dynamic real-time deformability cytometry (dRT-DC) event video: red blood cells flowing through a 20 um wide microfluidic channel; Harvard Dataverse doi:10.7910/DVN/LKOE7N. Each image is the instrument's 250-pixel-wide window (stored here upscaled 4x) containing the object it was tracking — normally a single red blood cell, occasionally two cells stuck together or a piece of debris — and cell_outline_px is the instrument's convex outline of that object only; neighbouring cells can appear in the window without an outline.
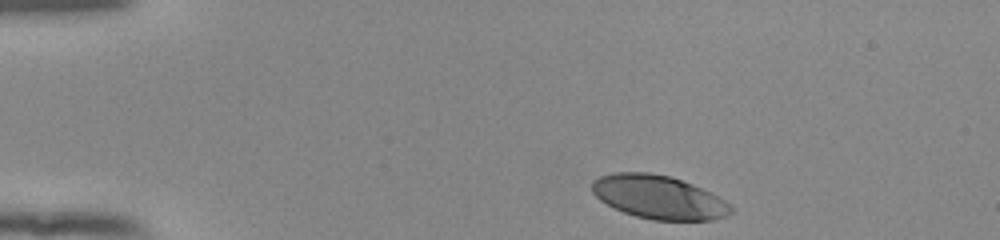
{"species": "human", "species_latin": "Homo sapiens", "temperature_condition": "room temperature", "stored_images_in_passage": 38, "camera_frame_rate_fps": 3000, "um_per_image_px": 0.085, "donor": {"sex": "female"}, "frame": {"image": 1, "passage_image": 1, "time_ms": 0.0, "image_size_px": [1000, 240], "cell_outline_px": [[732, 212], [724, 216], [712, 220], [652, 220], [636, 216], [624, 212], [600, 200], [592, 192], [592, 180], [600, 176], [612, 172], [648, 172], [672, 176], [692, 184], [732, 204]], "centroid_in_image_um": [55.97, 16.75], "position_along_channel_um": 29.0, "area_um2": 35.08}}
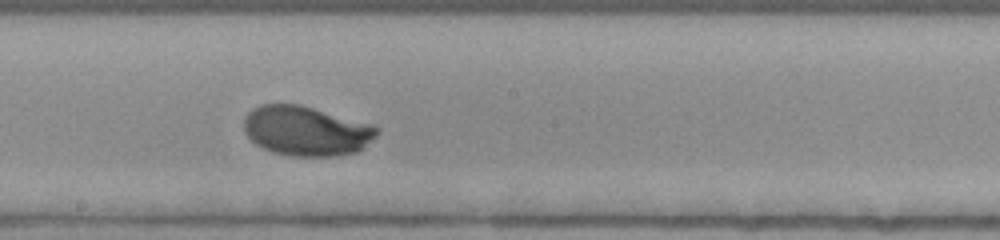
{"frame": {"image": 2, "passage_image": 22, "time_ms": 7.0, "image_size_px": [1000, 240], "cell_outline_px": [[380, 132], [376, 136], [356, 152], [336, 156], [292, 156], [272, 152], [256, 144], [244, 132], [244, 116], [252, 108], [260, 104], [300, 104], [372, 124], [380, 128]], "centroid_in_image_um": [26.01, 11.11], "position_along_channel_um": 222.2, "area_um2": 38.61}}
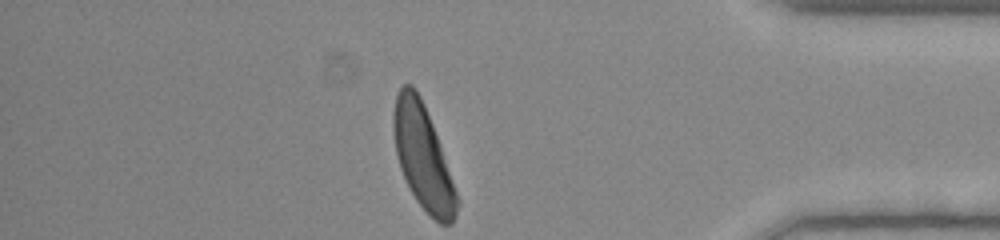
{"frame": {"image": 3, "passage_image": 38, "time_ms": 12.333, "image_size_px": [1000, 240], "cell_outline_px": [[460, 200], [456, 216], [452, 224], [440, 224], [416, 200], [400, 168], [396, 152], [392, 128], [392, 112], [396, 96], [400, 88], [404, 84], [412, 84], [420, 96], [424, 104], [432, 124]], "centroid_in_image_um": [35.94, 13.34], "position_along_channel_um": 399.3, "area_um2": 38.03}, "authors_computed_cell_mechanics": {"area_um2": 37.6567, "velocity_mm_per_s": 3.8561, "shape_relaxation_time_tau1_ms": 2.1501, "shape_relaxation_time_tau2_ms": null, "deformation_change_tau1": 0.1655, "deformation_change_tau2": null}}